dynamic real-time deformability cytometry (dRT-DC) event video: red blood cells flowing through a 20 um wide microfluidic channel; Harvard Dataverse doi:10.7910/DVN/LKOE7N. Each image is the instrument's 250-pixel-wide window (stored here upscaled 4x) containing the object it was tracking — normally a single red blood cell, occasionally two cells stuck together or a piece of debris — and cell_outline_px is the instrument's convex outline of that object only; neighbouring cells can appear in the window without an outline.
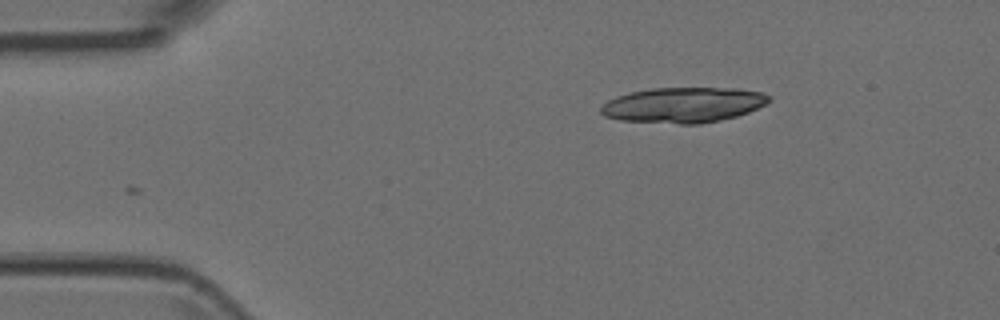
{"species": "Egyptian fruit bat (a non-hibernating species)", "species_latin": "Rousettus aegyptiacus", "temperature_condition": "room temperature", "stored_images_in_passage": 2, "camera_frame_rate_fps": 3000, "um_per_image_px": 0.085, "animal": {"sex": "female"}, "frame": {"image": 1, "passage_image": 2, "time_ms": 0.333, "image_size_px": [1000, 320], "cell_outline_px": [[772, 100], [768, 104], [748, 112], [736, 116], [720, 120], [700, 124], [680, 124], [620, 120], [604, 116], [600, 112], [600, 108], [608, 100], [616, 96], [632, 92], [652, 88], [736, 88], [764, 92], [772, 96]], "centroid_in_image_um": [58.13, 8.92], "position_along_channel_um": 26.9, "area_um2": 34.85}}